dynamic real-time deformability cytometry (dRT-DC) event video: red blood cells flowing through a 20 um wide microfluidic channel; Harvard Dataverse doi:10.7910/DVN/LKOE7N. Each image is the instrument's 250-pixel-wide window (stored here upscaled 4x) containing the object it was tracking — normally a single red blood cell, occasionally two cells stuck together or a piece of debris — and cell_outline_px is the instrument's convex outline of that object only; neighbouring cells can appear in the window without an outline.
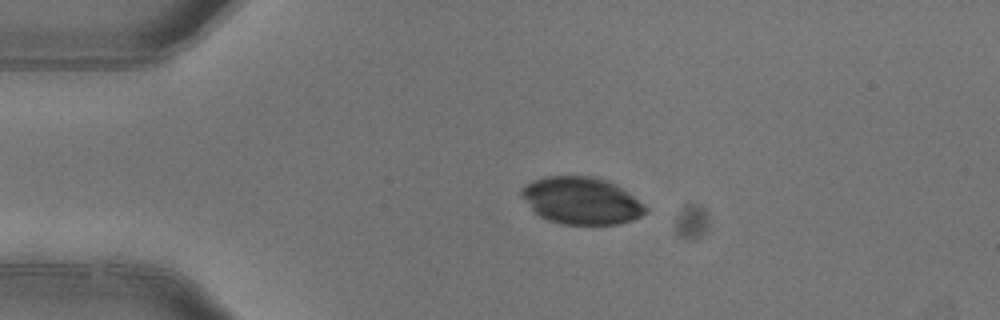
{"species": "common noctule bat (a hibernating species)", "species_latin": "Nyctalus noctula", "temperature_condition": "warm", "stored_images_in_passage": 3, "camera_frame_rate_fps": 3000, "um_per_image_px": 0.085, "animal": {"sex": "female"}, "frame": {"image": 1, "passage_image": 2, "time_ms": 0.333, "image_size_px": [1000, 320], "cell_outline_px": [[648, 212], [632, 220], [616, 224], [564, 224], [548, 220], [540, 216], [520, 196], [520, 192], [532, 180], [544, 176], [592, 176], [604, 180], [620, 188], [632, 196], [648, 208]], "centroid_in_image_um": [49.4, 17.06], "position_along_channel_um": 35.6, "area_um2": 33.52}}